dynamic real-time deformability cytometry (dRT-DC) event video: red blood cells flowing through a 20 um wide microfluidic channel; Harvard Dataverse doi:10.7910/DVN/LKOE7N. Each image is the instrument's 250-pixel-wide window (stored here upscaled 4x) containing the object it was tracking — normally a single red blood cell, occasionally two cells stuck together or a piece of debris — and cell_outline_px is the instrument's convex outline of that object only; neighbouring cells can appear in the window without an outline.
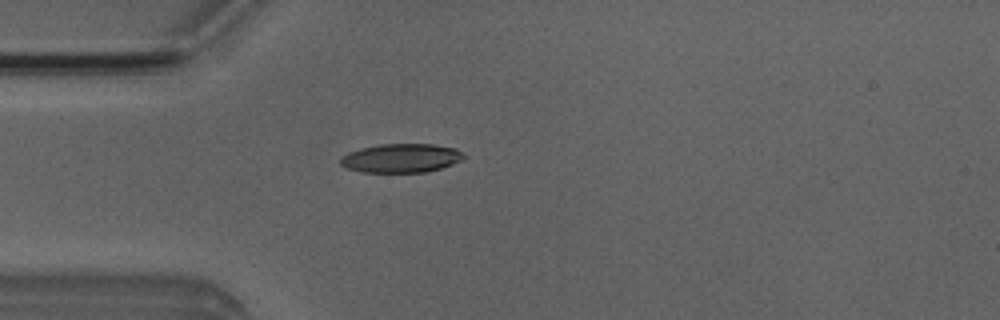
{"species": "Egyptian fruit bat (a non-hibernating species)", "species_latin": "Rousettus aegyptiacus", "temperature_condition": "room temperature", "stored_images_in_passage": 1, "camera_frame_rate_fps": 3000, "um_per_image_px": 0.085, "animal": {"sex": "male"}, "frame": {"image": 1, "passage_image": 1, "time_ms": 0.0, "image_size_px": [1000, 320], "cell_outline_px": [[464, 156], [460, 160], [452, 164], [440, 168], [424, 172], [364, 172], [348, 168], [340, 164], [340, 156], [348, 152], [360, 148], [380, 144], [436, 144], [456, 148]], "centroid_in_image_um": [34.06, 13.43], "position_along_channel_um": 50.9, "area_um2": 20.63}}